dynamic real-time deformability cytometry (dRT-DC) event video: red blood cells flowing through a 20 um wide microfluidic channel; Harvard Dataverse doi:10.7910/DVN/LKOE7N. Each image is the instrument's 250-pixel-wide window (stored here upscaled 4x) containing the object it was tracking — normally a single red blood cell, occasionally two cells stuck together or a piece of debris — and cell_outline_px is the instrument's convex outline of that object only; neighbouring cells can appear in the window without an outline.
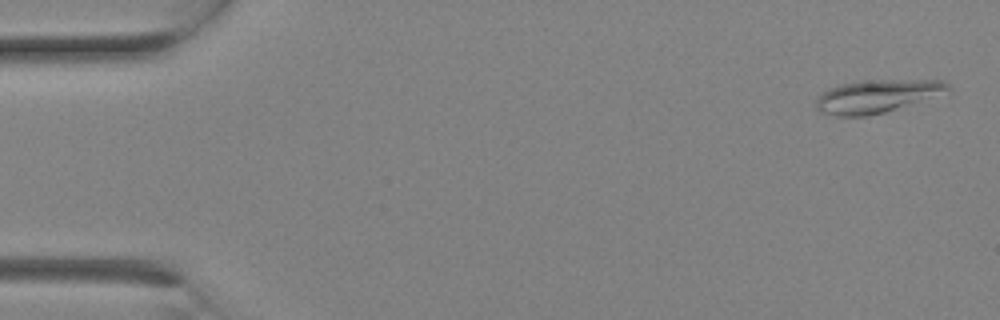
{"species": "Egyptian fruit bat (a non-hibernating species)", "species_latin": "Rousettus aegyptiacus", "temperature_condition": "room temperature", "stored_images_in_passage": 9, "camera_frame_rate_fps": 3000, "um_per_image_px": 0.085, "animal": {"sex": "female"}, "frame": {"image": 1, "passage_image": 1, "time_ms": 0.0, "image_size_px": [1000, 320], "cell_outline_px": [[952, 88], [884, 112], [868, 116], [836, 116], [820, 112], [816, 108], [816, 100], [828, 88], [840, 84], [864, 80], [944, 80]], "centroid_in_image_um": [74.42, 8.17], "position_along_channel_um": 10.6, "area_um2": 24.57}}
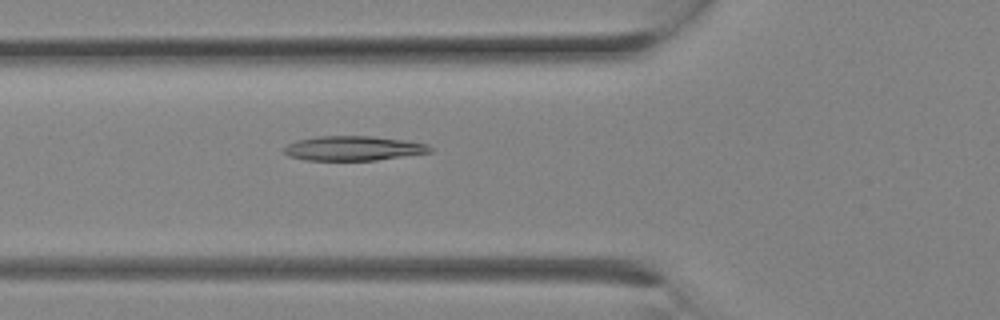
{"frame": {"image": 2, "passage_image": 9, "time_ms": 2.667, "image_size_px": [1000, 320], "cell_outline_px": [[432, 152], [376, 160], [304, 160], [288, 156], [284, 152], [284, 148], [288, 144], [296, 140], [320, 136], [372, 136], [404, 140], [428, 144], [432, 148]], "centroid_in_image_um": [30.03, 12.6], "position_along_channel_um": 95.8, "area_um2": 20.87}}